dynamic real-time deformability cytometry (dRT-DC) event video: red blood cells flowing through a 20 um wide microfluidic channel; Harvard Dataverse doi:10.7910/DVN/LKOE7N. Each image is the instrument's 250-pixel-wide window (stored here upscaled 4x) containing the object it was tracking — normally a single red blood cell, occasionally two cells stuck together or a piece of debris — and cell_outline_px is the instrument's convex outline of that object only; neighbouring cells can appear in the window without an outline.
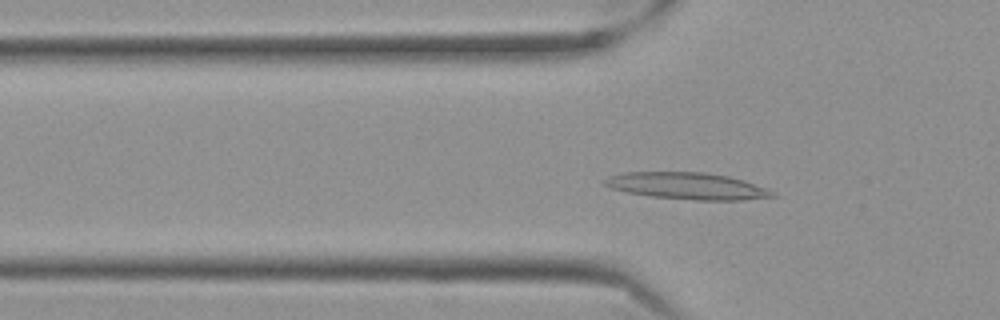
{"species": "Egyptian fruit bat (a non-hibernating species)", "species_latin": "Rousettus aegyptiacus", "temperature_condition": "cold", "stored_images_in_passage": 57, "segment_of_instrument_passage": [1, 2], "camera_frame_rate_fps": 3000, "um_per_image_px": 0.085, "frame": {"image": 1, "passage_image": 17, "time_ms": 5.333, "image_size_px": [1000, 320], "cell_outline_px": [[780, 196], [740, 200], [696, 200], [648, 196], [628, 192], [612, 188], [600, 184], [608, 176], [624, 172], [704, 172], [728, 176], [776, 192]], "centroid_in_image_um": [58.37, 15.81], "position_along_channel_um": 67.4, "area_um2": 26.07}}
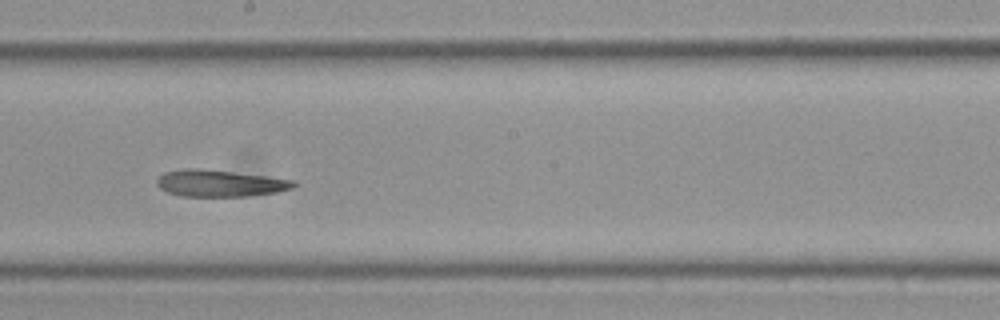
{"frame": {"image": 2, "passage_image": 31, "time_ms": 10.0, "image_size_px": [1000, 320], "cell_outline_px": [[296, 184], [292, 188], [276, 192], [244, 196], [184, 196], [168, 192], [160, 188], [156, 184], [156, 180], [164, 172], [188, 168], [200, 168], [296, 180]], "centroid_in_image_um": [18.67, 15.57], "position_along_channel_um": 229.5, "area_um2": 21.04}}
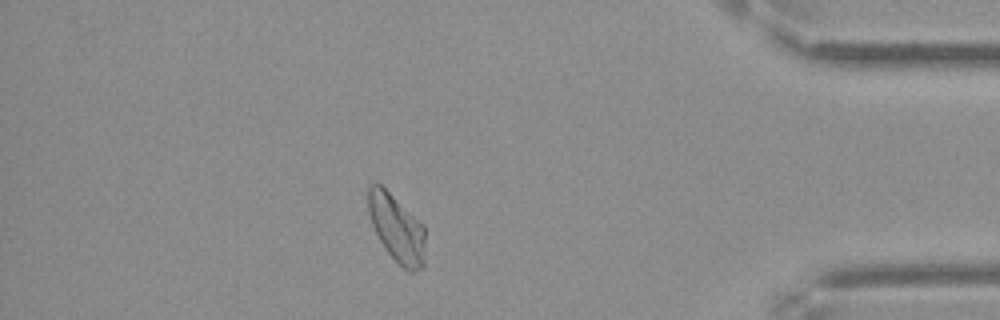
{"frame": {"image": 3, "passage_image": 49, "time_ms": 16.0, "image_size_px": [1000, 320], "cell_outline_px": [[424, 268], [412, 272], [408, 272], [388, 252], [380, 240], [372, 224], [368, 212], [368, 188], [376, 180], [424, 224]], "centroid_in_image_um": [33.73, 19.39], "position_along_channel_um": 401.5, "area_um2": 22.37}}